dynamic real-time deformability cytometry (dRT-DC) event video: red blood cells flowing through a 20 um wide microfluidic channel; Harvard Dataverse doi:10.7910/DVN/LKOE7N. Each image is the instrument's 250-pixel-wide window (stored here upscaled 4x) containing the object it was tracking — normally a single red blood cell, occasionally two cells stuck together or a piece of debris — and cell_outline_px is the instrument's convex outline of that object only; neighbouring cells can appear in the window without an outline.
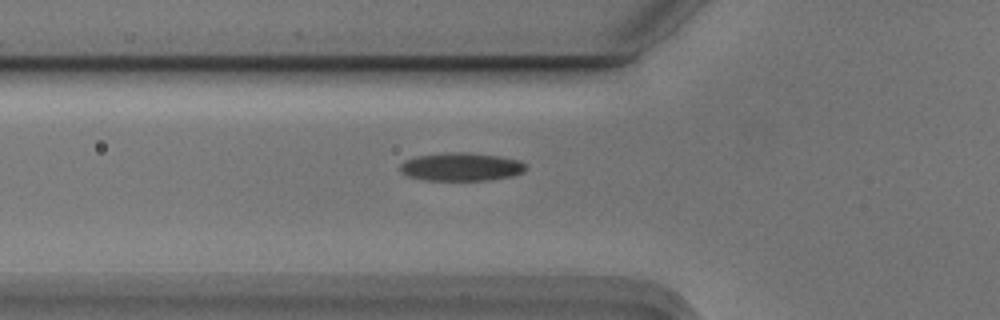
{"species": "Egyptian fruit bat (a non-hibernating species)", "species_latin": "Rousettus aegyptiacus", "temperature_condition": "cold", "stored_images_in_passage": 39, "camera_frame_rate_fps": 3000, "um_per_image_px": 0.085, "animal": {"sex": "male"}, "frame": {"image": 1, "passage_image": 3, "time_ms": 0.667, "image_size_px": [1000, 320], "cell_outline_px": [[528, 168], [524, 172], [512, 176], [488, 180], [424, 180], [408, 176], [400, 172], [400, 164], [404, 160], [416, 156], [448, 152], [464, 152], [500, 156], [520, 160]], "centroid_in_image_um": [39.2, 14.18], "position_along_channel_um": 86.6, "area_um2": 20.81}}
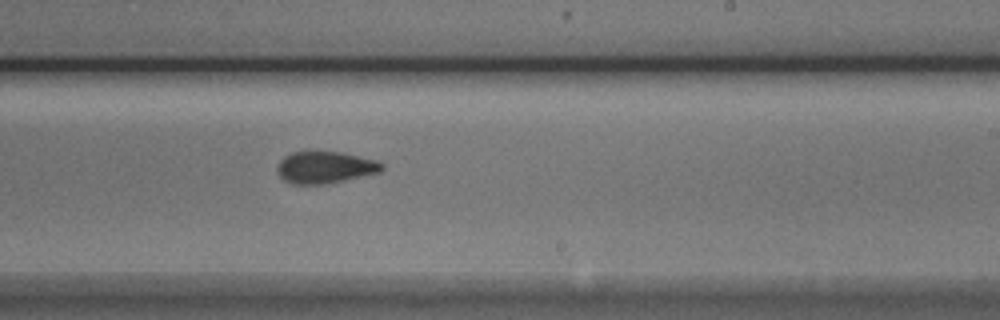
{"frame": {"image": 2, "passage_image": 17, "time_ms": 5.333, "image_size_px": [1000, 320], "cell_outline_px": [[384, 168], [380, 172], [344, 180], [324, 184], [292, 184], [284, 180], [276, 172], [276, 168], [280, 160], [284, 156], [292, 152], [340, 152], [376, 160], [384, 164]], "centroid_in_image_um": [27.61, 14.23], "position_along_channel_um": 261.4, "area_um2": 19.36}}
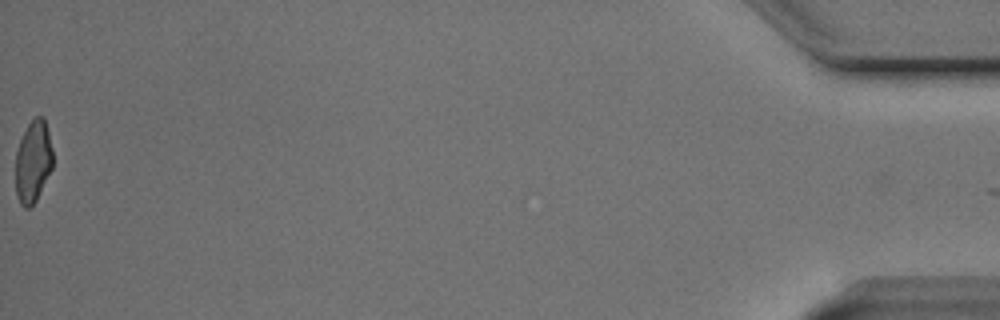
{"frame": {"image": 3, "passage_image": 39, "time_ms": 12.667, "image_size_px": [1000, 320], "cell_outline_px": [[52, 168], [36, 200], [28, 208], [24, 208], [20, 204], [16, 192], [16, 152], [20, 140], [28, 124], [36, 116], [44, 116], [52, 148]], "centroid_in_image_um": [2.81, 13.72], "position_along_channel_um": 432.4, "area_um2": 17.63}, "authors_computed_cell_mechanics": {"area_um2": 19.4786, "velocity_mm_per_s": 3.7398, "shape_relaxation_time_tau1_ms": 5.5816, "shape_relaxation_time_tau2_ms": 4.2084, "deformation_change_tau1": 0.1675, "deformation_change_tau2": 0.1168}}